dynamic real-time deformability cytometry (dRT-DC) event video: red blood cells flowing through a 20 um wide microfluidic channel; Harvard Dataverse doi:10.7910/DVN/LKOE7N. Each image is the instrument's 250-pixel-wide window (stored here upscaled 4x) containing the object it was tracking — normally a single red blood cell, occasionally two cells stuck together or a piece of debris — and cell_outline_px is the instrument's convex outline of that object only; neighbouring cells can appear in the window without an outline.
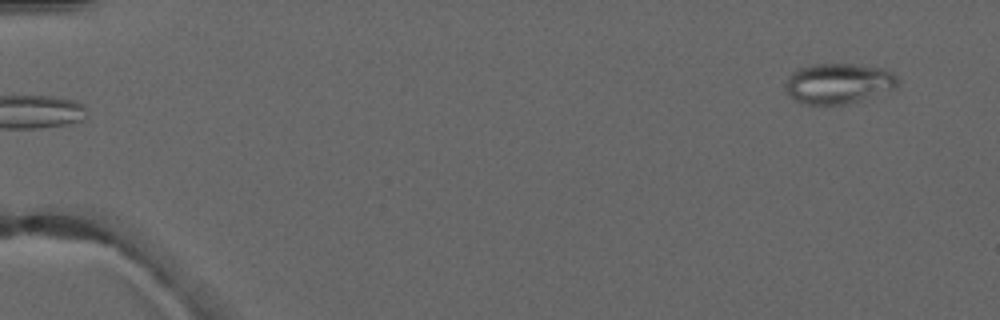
{"species": "common noctule bat (a hibernating species)", "species_latin": "Nyctalus noctula", "temperature_condition": "warm", "stored_images_in_passage": 6, "camera_frame_rate_fps": 3000, "um_per_image_px": 0.085, "animal": {"sex": "male", "forearm_length_mm": 52.5}, "frame": {"image": 1, "passage_image": 6, "time_ms": 5.667, "image_size_px": [1000, 320], "cell_outline_px": [[900, 84], [896, 88], [848, 104], [804, 104], [796, 100], [784, 88], [784, 84], [788, 76], [792, 72], [800, 68], [812, 64], [852, 64], [884, 68], [892, 72], [900, 80]], "centroid_in_image_um": [71.29, 7.08], "position_along_channel_um": 13.7, "area_um2": 26.47}}